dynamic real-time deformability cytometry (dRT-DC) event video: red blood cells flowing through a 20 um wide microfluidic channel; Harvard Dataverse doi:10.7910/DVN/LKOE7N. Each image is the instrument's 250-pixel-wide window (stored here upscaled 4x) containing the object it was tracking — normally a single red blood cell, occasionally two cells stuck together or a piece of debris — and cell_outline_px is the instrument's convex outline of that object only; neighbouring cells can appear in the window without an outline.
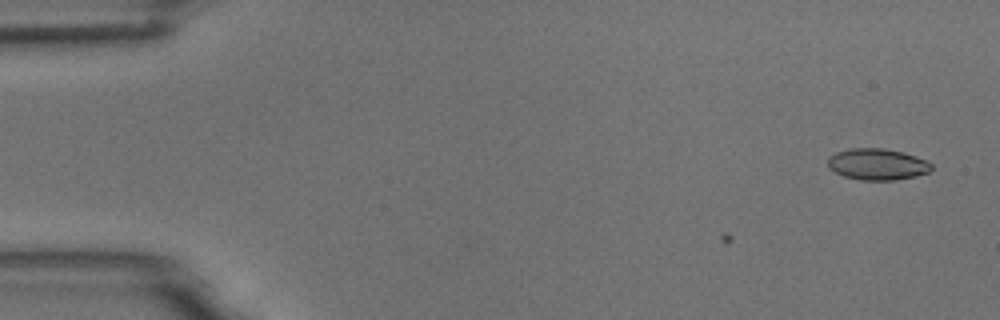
{"species": "common noctule bat (a hibernating species)", "species_latin": "Nyctalus noctula", "temperature_condition": "room temperature", "stored_images_in_passage": 3, "camera_frame_rate_fps": 3000, "um_per_image_px": 0.085, "animal": {"sex": "male", "body_mass_g": 18.8}, "frame": {"image": 1, "passage_image": 3, "time_ms": 0.667, "image_size_px": [1000, 320], "cell_outline_px": [[932, 168], [928, 172], [916, 176], [896, 180], [860, 180], [844, 176], [828, 168], [828, 156], [836, 152], [852, 148], [884, 148], [904, 152], [916, 156], [932, 164]], "centroid_in_image_um": [74.56, 13.96], "position_along_channel_um": 10.4, "area_um2": 19.02}}